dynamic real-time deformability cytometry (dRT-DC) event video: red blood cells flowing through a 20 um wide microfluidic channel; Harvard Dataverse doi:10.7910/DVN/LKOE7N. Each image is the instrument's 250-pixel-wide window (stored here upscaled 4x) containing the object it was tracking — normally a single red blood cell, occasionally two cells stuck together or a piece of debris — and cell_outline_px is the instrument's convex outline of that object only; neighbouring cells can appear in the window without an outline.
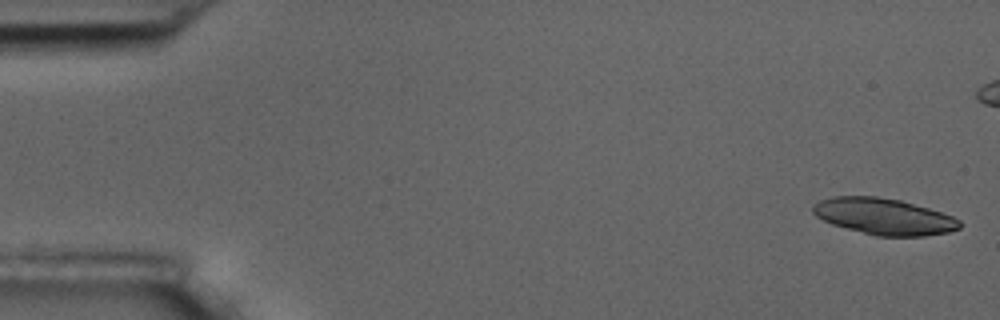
{"species": "common noctule bat (a hibernating species)", "species_latin": "Nyctalus noctula", "temperature_condition": "room temperature", "stored_images_in_passage": 38, "camera_frame_rate_fps": 3000, "um_per_image_px": 0.085, "animal": {"sex": "male", "body_mass_g": 17.5, "forearm_length_mm": 52.3}, "frame": {"image": 1, "passage_image": 1, "time_ms": 0.0, "image_size_px": [1000, 320], "cell_outline_px": [[960, 228], [948, 232], [924, 236], [876, 236], [832, 224], [816, 216], [812, 212], [812, 204], [820, 200], [832, 196], [876, 196], [900, 200], [928, 208], [952, 216], [960, 220]], "centroid_in_image_um": [75.1, 18.39], "position_along_channel_um": 9.9, "area_um2": 30.98}}